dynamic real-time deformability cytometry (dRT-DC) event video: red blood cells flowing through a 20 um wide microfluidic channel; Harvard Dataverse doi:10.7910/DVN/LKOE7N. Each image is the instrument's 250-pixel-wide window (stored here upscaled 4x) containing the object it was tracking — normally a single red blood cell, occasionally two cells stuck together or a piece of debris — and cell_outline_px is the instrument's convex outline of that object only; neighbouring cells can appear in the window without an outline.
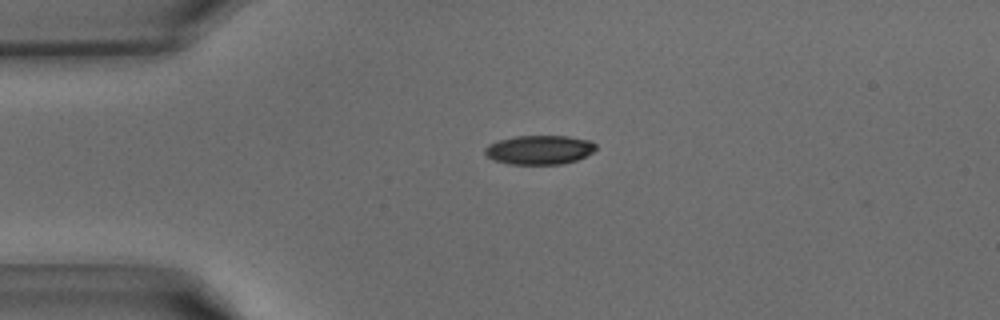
{"species": "common noctule bat (a hibernating species)", "species_latin": "Nyctalus noctula", "temperature_condition": "warm", "stored_images_in_passage": 33, "camera_frame_rate_fps": 3000, "um_per_image_px": 0.085, "animal": {"sex": "male", "body_mass_g": 15.6}, "frame": {"image": 1, "passage_image": 2, "time_ms": 0.333, "image_size_px": [1000, 320], "cell_outline_px": [[596, 148], [592, 152], [576, 160], [560, 164], [508, 164], [492, 160], [484, 152], [484, 148], [488, 144], [500, 140], [516, 136], [568, 136], [588, 140], [596, 144]], "centroid_in_image_um": [45.81, 12.73], "position_along_channel_um": 39.2, "area_um2": 18.73}}
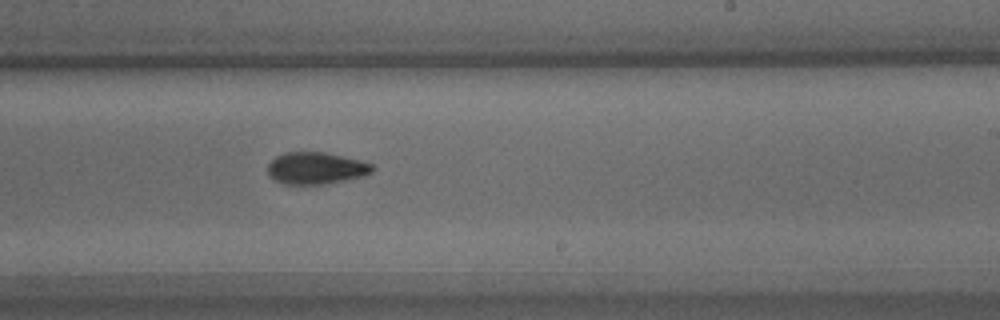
{"frame": {"image": 2, "passage_image": 17, "time_ms": 5.333, "image_size_px": [1000, 320], "cell_outline_px": [[376, 168], [372, 172], [364, 176], [324, 184], [284, 184], [276, 180], [268, 172], [268, 164], [276, 156], [284, 152], [324, 152], [372, 164]], "centroid_in_image_um": [26.86, 14.29], "position_along_channel_um": 262.1, "area_um2": 19.19}}
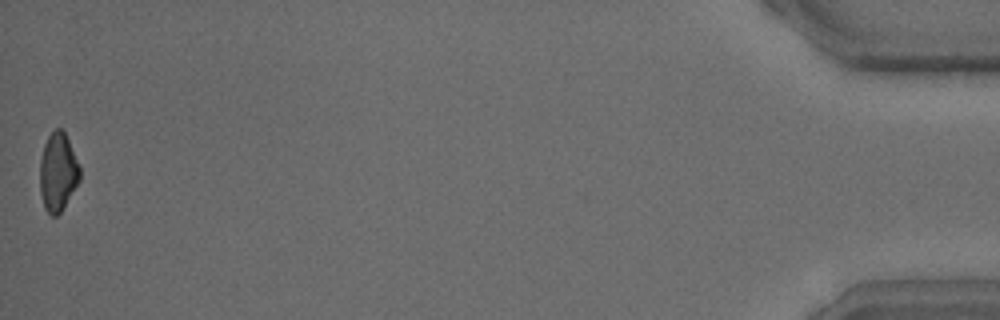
{"frame": {"image": 3, "passage_image": 33, "time_ms": 10.667, "image_size_px": [1000, 320], "cell_outline_px": [[80, 180], [60, 212], [56, 216], [52, 216], [44, 208], [40, 192], [40, 160], [44, 144], [48, 136], [56, 128], [60, 128], [64, 132], [68, 140], [80, 168]], "centroid_in_image_um": [4.91, 14.63], "position_along_channel_um": 430.3, "area_um2": 17.98}}